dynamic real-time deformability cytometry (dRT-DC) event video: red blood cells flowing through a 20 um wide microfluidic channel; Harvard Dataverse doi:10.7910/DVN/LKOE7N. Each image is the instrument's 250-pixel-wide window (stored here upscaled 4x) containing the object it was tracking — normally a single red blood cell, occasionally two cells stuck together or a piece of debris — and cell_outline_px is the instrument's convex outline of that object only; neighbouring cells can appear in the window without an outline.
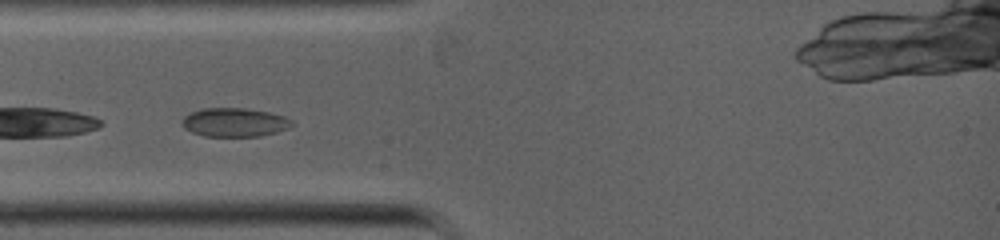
{"species": "common noctule bat (a hibernating species)", "species_latin": "Nyctalus noctula", "temperature_condition": "warm", "stored_images_in_passage": 28, "camera_frame_rate_fps": 5000, "um_per_image_px": 0.085, "animal": {"sex": "female", "body_mass_g": 19.0, "forearm_length_mm": 53.3}, "frame": {"image": 1, "passage_image": 3, "time_ms": 0.4, "image_size_px": [1000, 240], "cell_outline_px": [[292, 124], [288, 128], [276, 132], [260, 136], [204, 136], [192, 132], [184, 128], [180, 124], [180, 120], [184, 116], [200, 108], [244, 108], [268, 112], [284, 116], [292, 120]], "centroid_in_image_um": [19.88, 10.39], "position_along_channel_um": 65.1, "area_um2": 18.44}}
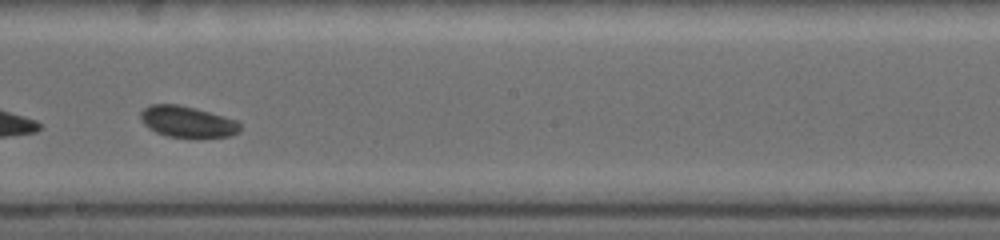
{"frame": {"image": 2, "passage_image": 16, "time_ms": 3.8, "image_size_px": [1000, 240], "cell_outline_px": [[240, 132], [232, 136], [168, 136], [156, 132], [148, 128], [140, 120], [140, 112], [144, 108], [152, 104], [176, 104], [196, 108], [224, 116], [236, 120], [240, 124]], "centroid_in_image_um": [15.91, 10.32], "position_along_channel_um": 232.3, "area_um2": 17.86}}
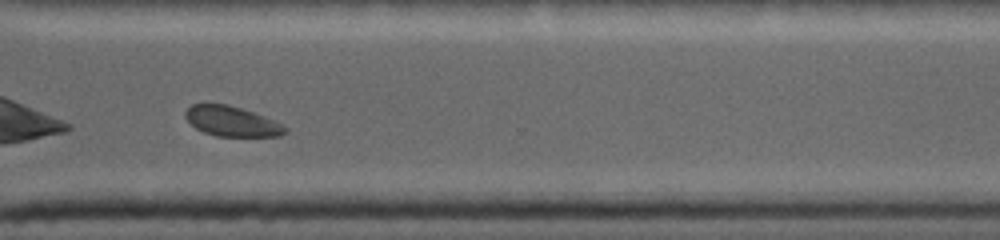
{"frame": {"image": 3, "passage_image": 23, "time_ms": 6.2, "image_size_px": [1000, 240], "cell_outline_px": [[288, 132], [280, 136], [216, 136], [204, 132], [196, 128], [184, 116], [184, 112], [192, 104], [228, 104], [264, 116], [284, 124], [288, 128]], "centroid_in_image_um": [19.74, 10.32], "position_along_channel_um": 350.9, "area_um2": 17.46}}